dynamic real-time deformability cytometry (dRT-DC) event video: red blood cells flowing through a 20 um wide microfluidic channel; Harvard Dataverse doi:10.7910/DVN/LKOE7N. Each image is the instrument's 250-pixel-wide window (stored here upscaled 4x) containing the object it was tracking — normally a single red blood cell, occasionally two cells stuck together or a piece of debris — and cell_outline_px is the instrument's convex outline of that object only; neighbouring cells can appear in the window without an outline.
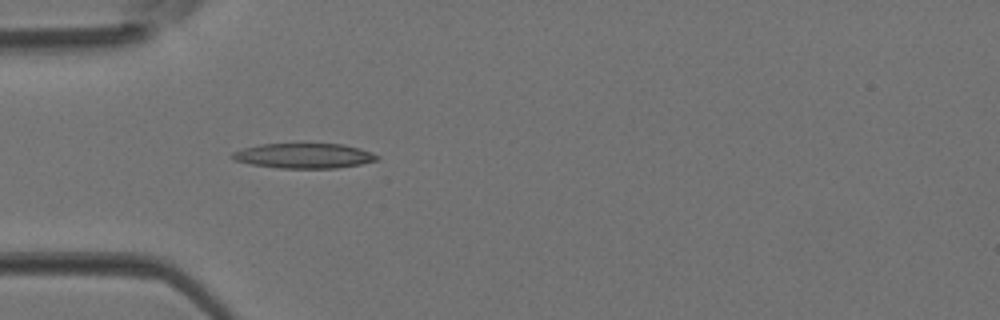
{"species": "Egyptian fruit bat (a non-hibernating species)", "species_latin": "Rousettus aegyptiacus", "temperature_condition": "room temperature", "stored_images_in_passage": 3, "camera_frame_rate_fps": 3000, "um_per_image_px": 0.085, "animal": {"sex": "female"}, "frame": {"image": 1, "passage_image": 3, "time_ms": 0.667, "image_size_px": [1000, 320], "cell_outline_px": [[380, 156], [376, 160], [360, 164], [336, 168], [280, 168], [252, 164], [232, 160], [232, 152], [244, 148], [260, 144], [344, 144], [360, 148], [372, 152]], "centroid_in_image_um": [25.85, 13.24], "position_along_channel_um": 59.2, "area_um2": 20.98}}